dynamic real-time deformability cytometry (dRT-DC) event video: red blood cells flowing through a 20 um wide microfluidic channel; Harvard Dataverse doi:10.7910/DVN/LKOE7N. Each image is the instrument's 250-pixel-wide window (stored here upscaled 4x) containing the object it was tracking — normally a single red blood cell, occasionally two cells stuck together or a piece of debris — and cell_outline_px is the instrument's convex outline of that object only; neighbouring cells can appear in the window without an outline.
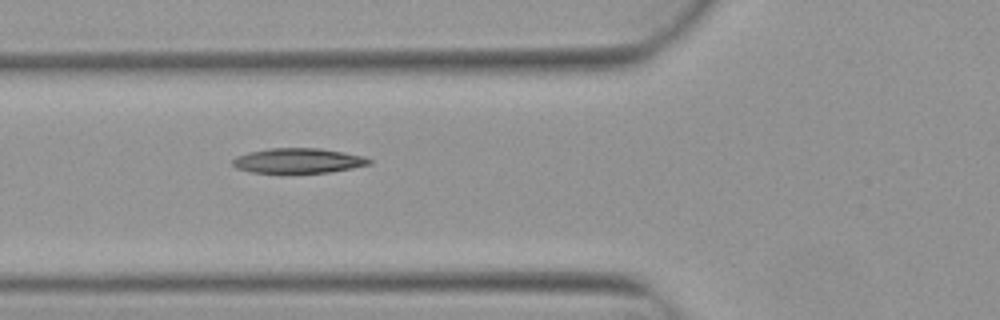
{"species": "Egyptian fruit bat (a non-hibernating species)", "species_latin": "Rousettus aegyptiacus", "temperature_condition": "warm", "stored_images_in_passage": 6, "camera_frame_rate_fps": 3000, "um_per_image_px": 0.085, "animal": {"sex": "female"}, "frame": {"image": 1, "passage_image": 5, "time_ms": 1.333, "image_size_px": [1000, 320], "cell_outline_px": [[372, 164], [352, 168], [328, 172], [252, 172], [236, 168], [232, 164], [232, 160], [236, 156], [248, 152], [268, 148], [320, 148], [364, 156], [372, 160]], "centroid_in_image_um": [25.35, 13.64], "position_along_channel_um": 100.5, "area_um2": 19.71}}
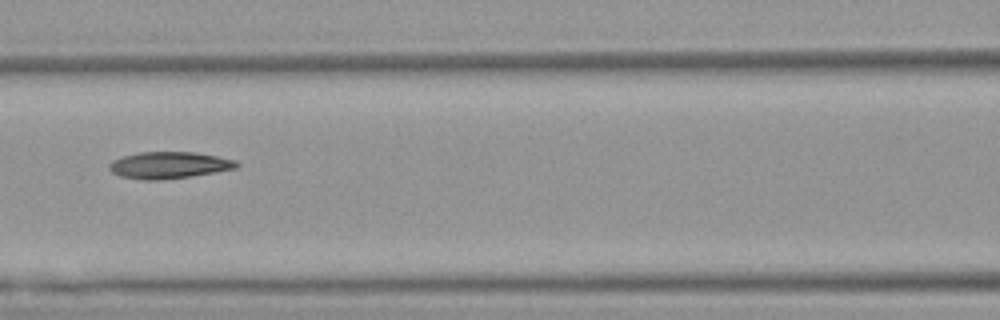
{"frame": {"image": 2, "passage_image": 6, "time_ms": 1.667, "image_size_px": [1000, 320], "cell_outline_px": [[240, 164], [236, 168], [216, 172], [160, 180], [140, 180], [120, 176], [112, 172], [108, 168], [108, 164], [112, 160], [120, 156], [140, 152], [196, 152], [236, 160]], "centroid_in_image_um": [14.32, 14.03], "position_along_channel_um": 152.3, "area_um2": 19.94}}